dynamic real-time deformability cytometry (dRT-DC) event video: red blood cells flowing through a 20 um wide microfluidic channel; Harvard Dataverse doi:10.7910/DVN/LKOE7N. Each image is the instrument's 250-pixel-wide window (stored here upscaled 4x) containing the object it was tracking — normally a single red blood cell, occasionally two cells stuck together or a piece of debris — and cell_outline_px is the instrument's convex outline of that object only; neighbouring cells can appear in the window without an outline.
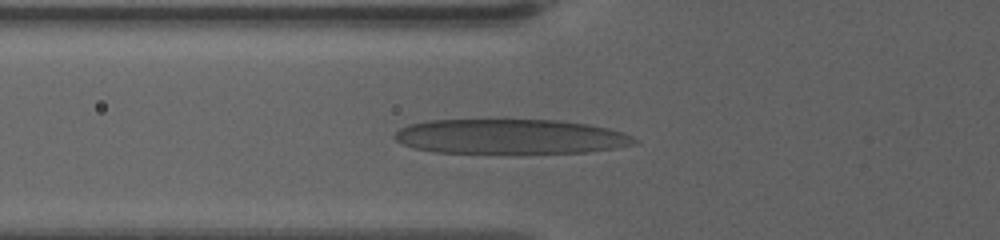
{"species": "human", "species_latin": "Homo sapiens", "temperature_condition": "warm", "stored_images_in_passage": 39, "camera_frame_rate_fps": 3000, "um_per_image_px": 0.085, "donor": {"sex": "female"}, "frame": {"image": 1, "passage_image": 3, "time_ms": 0.667, "image_size_px": [1000, 240], "cell_outline_px": [[640, 140], [636, 144], [616, 148], [588, 152], [512, 156], [436, 152], [416, 148], [404, 144], [396, 140], [392, 136], [400, 128], [408, 124], [428, 120], [556, 120], [588, 124], [608, 128], [624, 132]], "centroid_in_image_um": [43.42, 11.66], "position_along_channel_um": 82.4, "area_um2": 50.52}}
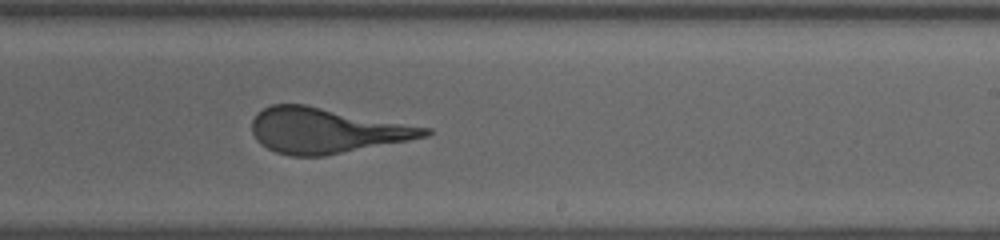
{"frame": {"image": 2, "passage_image": 18, "time_ms": 5.667, "image_size_px": [1000, 240], "cell_outline_px": [[432, 132], [428, 136], [408, 140], [324, 156], [292, 156], [276, 152], [260, 144], [256, 140], [252, 132], [252, 120], [256, 112], [272, 104], [304, 104], [432, 128]], "centroid_in_image_um": [27.71, 11.09], "position_along_channel_um": 261.3, "area_um2": 45.49}}
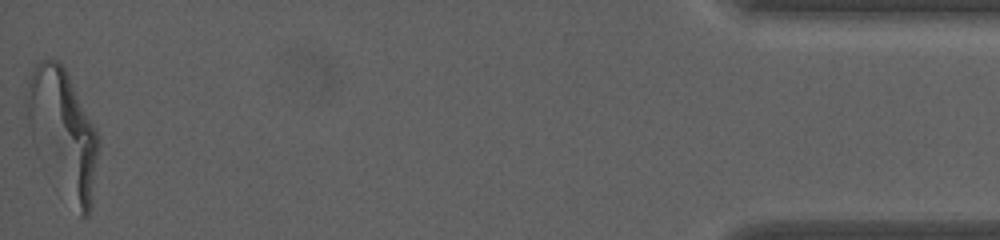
{"frame": {"image": 3, "passage_image": 39, "time_ms": 12.667, "image_size_px": [1000, 240], "cell_outline_px": [[100, 144], [92, 208], [88, 216], [80, 216], [32, 140], [28, 124], [24, 100], [24, 96], [28, 80], [36, 64], [40, 60], [56, 60], [64, 68], [96, 128], [100, 136]], "centroid_in_image_um": [5.38, 11.24], "position_along_channel_um": 429.8, "area_um2": 51.96}}